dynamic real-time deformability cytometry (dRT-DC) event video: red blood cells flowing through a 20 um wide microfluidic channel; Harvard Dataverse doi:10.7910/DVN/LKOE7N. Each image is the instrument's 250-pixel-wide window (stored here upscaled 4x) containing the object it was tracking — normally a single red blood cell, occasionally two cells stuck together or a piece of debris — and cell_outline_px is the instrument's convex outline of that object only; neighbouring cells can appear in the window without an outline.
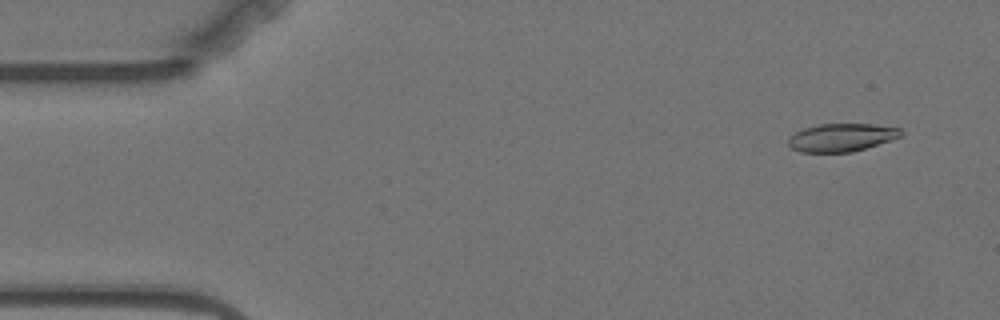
{"species": "Egyptian fruit bat (a non-hibernating species)", "species_latin": "Rousettus aegyptiacus", "temperature_condition": "warm", "stored_images_in_passage": 10, "camera_frame_rate_fps": 3000, "um_per_image_px": 0.085, "animal": {"sex": "female"}, "frame": {"image": 1, "passage_image": 1, "time_ms": 0.0, "image_size_px": [1000, 320], "cell_outline_px": [[904, 132], [900, 136], [892, 140], [852, 152], [800, 152], [792, 148], [788, 144], [788, 136], [804, 128], [820, 124], [872, 124], [900, 128]], "centroid_in_image_um": [71.53, 11.68], "position_along_channel_um": 13.5, "area_um2": 18.38}}
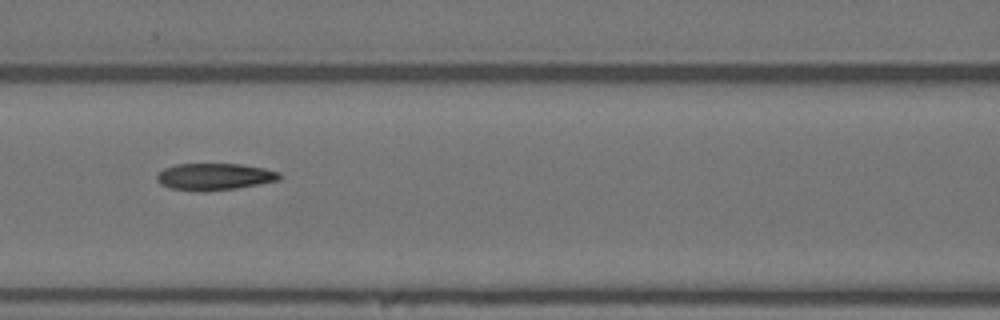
{"frame": {"image": 2, "passage_image": 6, "time_ms": 6.667, "image_size_px": [1000, 320], "cell_outline_px": [[280, 180], [236, 188], [204, 192], [168, 188], [160, 184], [156, 180], [156, 176], [164, 168], [176, 164], [240, 164], [264, 168], [280, 172]], "centroid_in_image_um": [18.2, 15.02], "position_along_channel_um": 148.4, "area_um2": 19.25}}
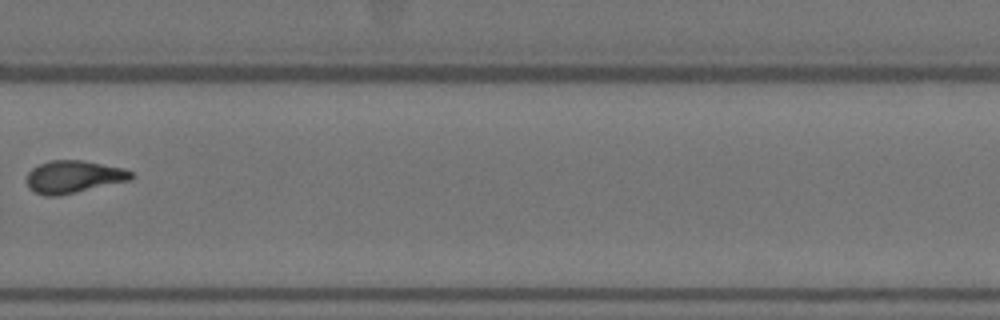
{"frame": {"image": 3, "passage_image": 10, "time_ms": 11.667, "image_size_px": [1000, 320], "cell_outline_px": [[136, 176], [132, 180], [76, 192], [56, 196], [44, 196], [28, 188], [28, 172], [32, 168], [40, 164], [52, 160], [84, 160], [124, 168], [132, 172]], "centroid_in_image_um": [6.3, 15.02], "position_along_channel_um": 323.5, "area_um2": 19.83}}